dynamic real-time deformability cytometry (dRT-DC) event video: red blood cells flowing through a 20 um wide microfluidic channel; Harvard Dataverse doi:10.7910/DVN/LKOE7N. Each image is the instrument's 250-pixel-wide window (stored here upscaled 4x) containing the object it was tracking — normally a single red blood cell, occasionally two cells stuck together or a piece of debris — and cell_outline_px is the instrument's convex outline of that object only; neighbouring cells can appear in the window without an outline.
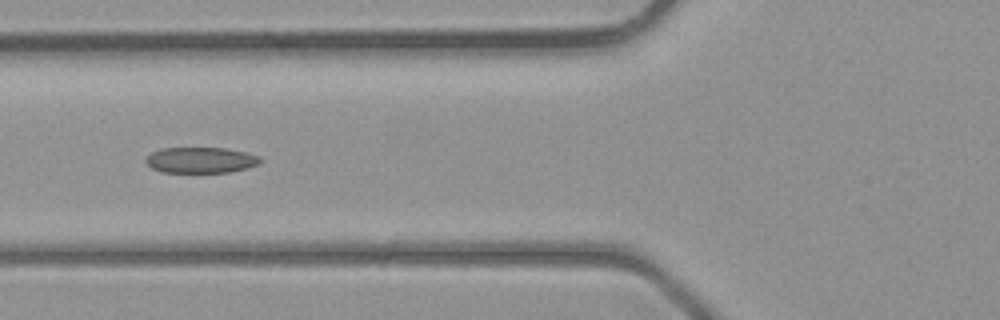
{"species": "common noctule bat (a hibernating species)", "species_latin": "Nyctalus noctula", "temperature_condition": "room temperature", "stored_images_in_passage": 3, "camera_frame_rate_fps": 3000, "um_per_image_px": 0.085, "animal": {"sex": "male", "body_mass_g": 23.1, "forearm_length_mm": 52.7}, "frame": {"image": 1, "passage_image": 3, "time_ms": 2.333, "image_size_px": [1000, 320], "cell_outline_px": [[264, 160], [260, 164], [248, 168], [228, 172], [160, 172], [152, 168], [144, 160], [152, 152], [164, 148], [224, 148], [244, 152], [260, 156]], "centroid_in_image_um": [17.1, 13.61], "position_along_channel_um": 108.7, "area_um2": 17.22}}